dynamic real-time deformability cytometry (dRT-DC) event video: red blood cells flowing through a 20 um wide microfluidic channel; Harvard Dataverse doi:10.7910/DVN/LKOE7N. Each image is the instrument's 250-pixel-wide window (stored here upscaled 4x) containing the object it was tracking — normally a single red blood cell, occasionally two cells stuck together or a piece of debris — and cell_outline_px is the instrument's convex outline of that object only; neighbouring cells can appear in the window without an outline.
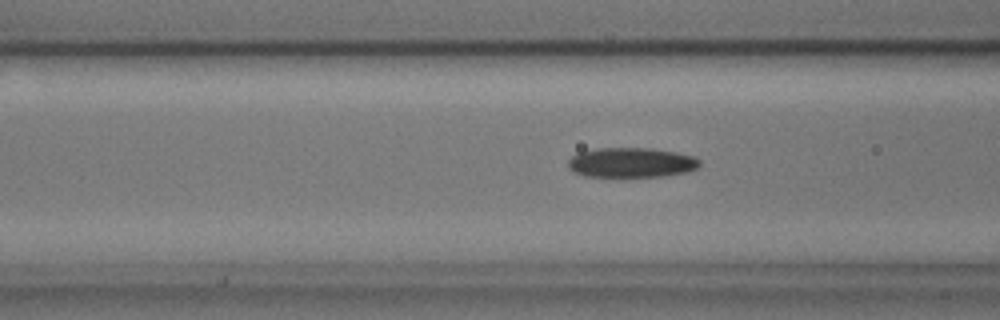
{"species": "common noctule bat (a hibernating species)", "species_latin": "Nyctalus noctula", "temperature_condition": "cold", "stored_images_in_passage": 42, "camera_frame_rate_fps": 3000, "um_per_image_px": 0.085, "animal": {"sex": "male", "body_mass_g": 17.9, "forearm_length_mm": 54.2}, "frame": {"image": 1, "passage_image": 19, "time_ms": 6.0, "image_size_px": [1000, 320], "cell_outline_px": [[700, 164], [696, 168], [688, 172], [664, 176], [584, 176], [572, 172], [568, 168], [568, 160], [572, 156], [580, 152], [596, 148], [652, 148], [676, 152], [696, 156], [700, 160]], "centroid_in_image_um": [53.67, 13.81], "position_along_channel_um": 112.9, "area_um2": 23.0}}
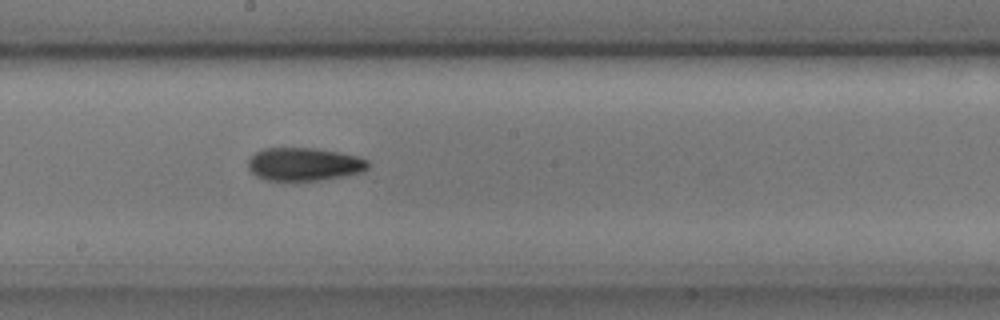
{"frame": {"image": 2, "passage_image": 28, "time_ms": 9.0, "image_size_px": [1000, 320], "cell_outline_px": [[368, 168], [364, 172], [348, 176], [320, 180], [264, 180], [256, 176], [248, 168], [248, 160], [256, 152], [264, 148], [316, 148], [356, 156], [368, 160]], "centroid_in_image_um": [25.86, 13.97], "position_along_channel_um": 222.3, "area_um2": 23.18}}
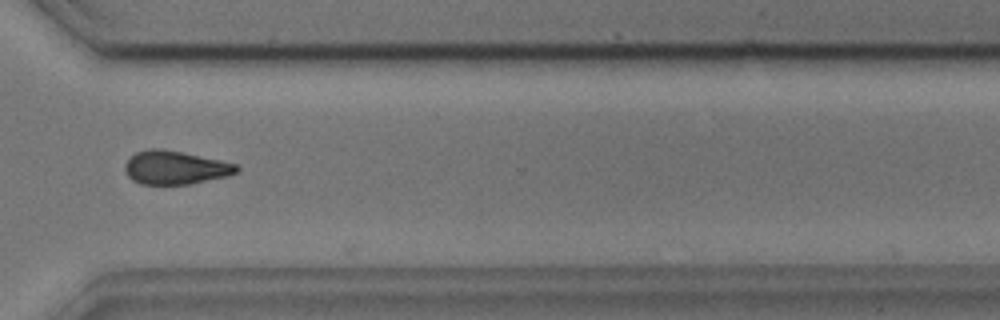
{"frame": {"image": 3, "passage_image": 39, "time_ms": 12.667, "image_size_px": [1000, 320], "cell_outline_px": [[240, 168], [236, 172], [228, 176], [188, 184], [140, 184], [132, 180], [128, 176], [124, 168], [124, 164], [136, 152], [152, 148], [160, 148], [220, 160], [236, 164]], "centroid_in_image_um": [14.87, 14.25], "position_along_channel_um": 355.7, "area_um2": 21.56}, "authors_computed_cell_mechanics": {"area_um2": 22.5131, "velocity_mm_per_s": 3.6393, "shape_relaxation_time_tau1_ms": 4.0743, "shape_relaxation_time_tau2_ms": 5.5031, "deformation_change_tau1": 0.1084, "deformation_change_tau2": 0.1132}}